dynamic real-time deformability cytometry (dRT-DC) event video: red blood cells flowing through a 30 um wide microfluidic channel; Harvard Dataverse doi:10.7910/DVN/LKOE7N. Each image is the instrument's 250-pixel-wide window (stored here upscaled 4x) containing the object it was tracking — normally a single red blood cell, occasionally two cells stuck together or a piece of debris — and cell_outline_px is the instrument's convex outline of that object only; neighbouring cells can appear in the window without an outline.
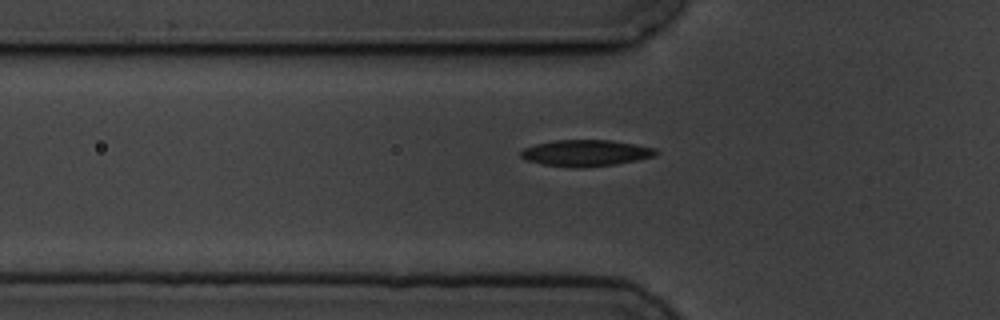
{"species": "common noctule bat (a hibernating species)", "species_latin": "Nyctalus noctula", "temperature_condition": "cold", "stored_images_in_passage": 6, "camera_frame_rate_fps": 3000, "um_per_image_px": 0.085, "animal": {"sex": "male", "body_mass_g": 19.5, "forearm_length_mm": 54.6}, "frame": {"image": 1, "passage_image": 6, "time_ms": 6.333, "image_size_px": [1000, 320], "cell_outline_px": [[660, 152], [656, 156], [636, 160], [612, 164], [580, 168], [572, 168], [544, 164], [528, 160], [520, 156], [520, 152], [524, 148], [536, 144], [556, 140], [612, 140], [636, 144], [656, 148]], "centroid_in_image_um": [49.83, 13.0], "position_along_channel_um": 76.0, "area_um2": 20.69}}